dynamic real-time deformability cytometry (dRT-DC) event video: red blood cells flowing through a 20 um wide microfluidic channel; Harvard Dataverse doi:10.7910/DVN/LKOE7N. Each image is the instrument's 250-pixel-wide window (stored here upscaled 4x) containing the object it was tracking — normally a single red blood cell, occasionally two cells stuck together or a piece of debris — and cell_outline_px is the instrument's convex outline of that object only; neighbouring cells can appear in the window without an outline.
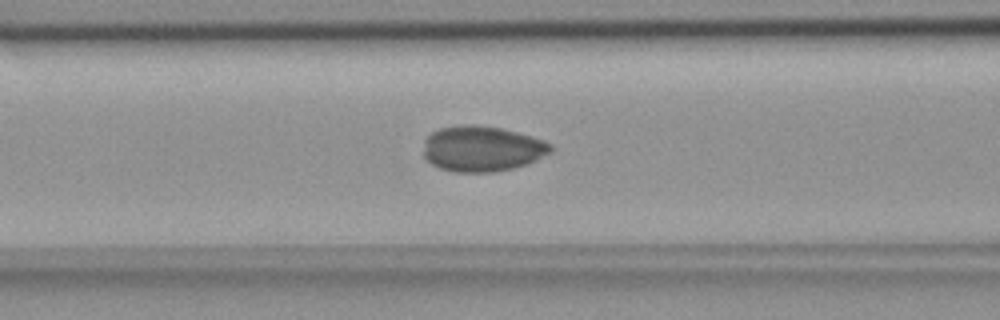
{"species": "common noctule bat (a hibernating species)", "species_latin": "Nyctalus noctula", "temperature_condition": "room temperature", "stored_images_in_passage": 42, "camera_frame_rate_fps": 3000, "um_per_image_px": 0.085, "animal": {"sex": "female", "body_mass_g": 18.4}, "frame": {"image": 1, "passage_image": 14, "time_ms": 4.333, "image_size_px": [1000, 320], "cell_outline_px": [[552, 148], [548, 152], [524, 164], [512, 168], [492, 172], [452, 172], [440, 168], [432, 164], [424, 156], [424, 140], [432, 132], [440, 128], [464, 124], [472, 124], [500, 128], [516, 132], [544, 140], [552, 144]], "centroid_in_image_um": [40.91, 12.63], "position_along_channel_um": 125.7, "area_um2": 33.35}}
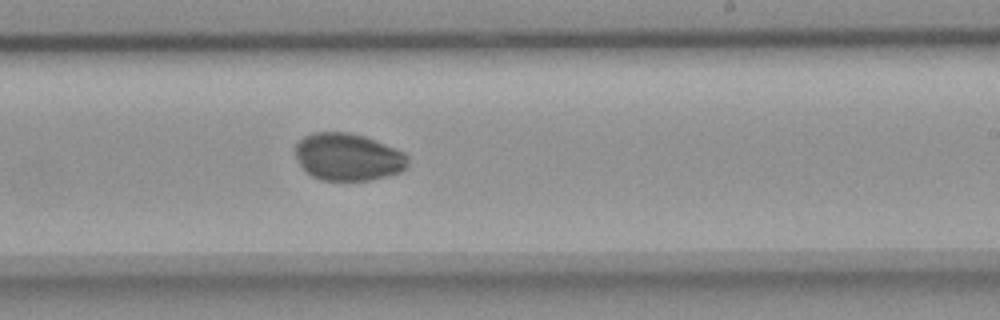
{"frame": {"image": 2, "passage_image": 25, "time_ms": 8.0, "image_size_px": [1000, 320], "cell_outline_px": [[408, 164], [400, 172], [368, 180], [320, 180], [312, 176], [300, 164], [296, 156], [296, 144], [304, 136], [312, 132], [348, 132], [364, 136], [404, 152], [408, 156]], "centroid_in_image_um": [29.57, 13.33], "position_along_channel_um": 259.4, "area_um2": 30.75}}
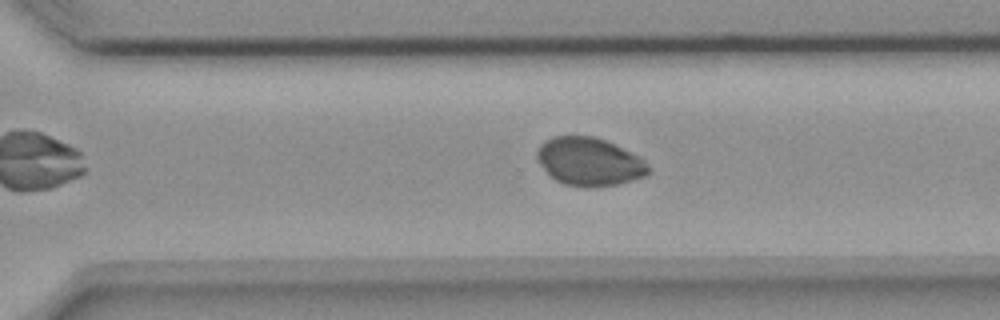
{"frame": {"image": 3, "passage_image": 30, "time_ms": 9.667, "image_size_px": [1000, 320], "cell_outline_px": [[648, 172], [644, 176], [632, 180], [616, 184], [592, 188], [584, 188], [564, 184], [556, 180], [540, 164], [536, 156], [536, 152], [540, 144], [544, 140], [552, 136], [592, 136], [604, 140], [640, 156], [644, 160], [648, 168]], "centroid_in_image_um": [50.06, 13.74], "position_along_channel_um": 320.5, "area_um2": 31.1}}